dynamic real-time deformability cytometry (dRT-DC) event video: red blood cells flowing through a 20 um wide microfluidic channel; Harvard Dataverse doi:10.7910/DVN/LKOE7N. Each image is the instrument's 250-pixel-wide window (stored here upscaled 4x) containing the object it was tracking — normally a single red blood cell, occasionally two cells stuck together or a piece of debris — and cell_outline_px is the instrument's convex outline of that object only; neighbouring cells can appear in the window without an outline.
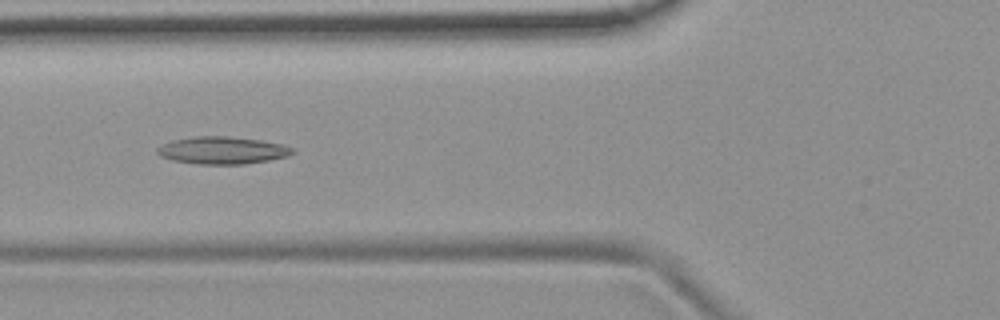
{"species": "common noctule bat (a hibernating species)", "species_latin": "Nyctalus noctula", "temperature_condition": "room temperature", "stored_images_in_passage": 50, "camera_frame_rate_fps": 3000, "um_per_image_px": 0.085, "animal": {"sex": "female", "body_mass_g": 19.9}, "frame": {"image": 1, "passage_image": 17, "time_ms": 5.333, "image_size_px": [1000, 320], "cell_outline_px": [[296, 152], [288, 156], [268, 160], [244, 164], [196, 164], [172, 160], [160, 156], [156, 152], [156, 148], [172, 140], [192, 136], [228, 136], [260, 140], [284, 144], [296, 148]], "centroid_in_image_um": [18.93, 12.77], "position_along_channel_um": 106.9, "area_um2": 21.79}}
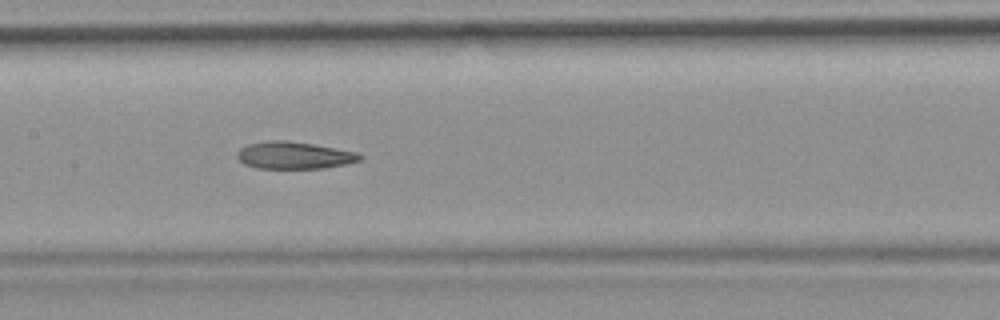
{"frame": {"image": 2, "passage_image": 23, "time_ms": 7.333, "image_size_px": [1000, 320], "cell_outline_px": [[364, 156], [360, 160], [348, 164], [324, 168], [256, 168], [244, 164], [236, 156], [236, 152], [240, 148], [248, 144], [268, 140], [288, 140], [360, 152]], "centroid_in_image_um": [25.02, 13.2], "position_along_channel_um": 182.4, "area_um2": 19.65}}
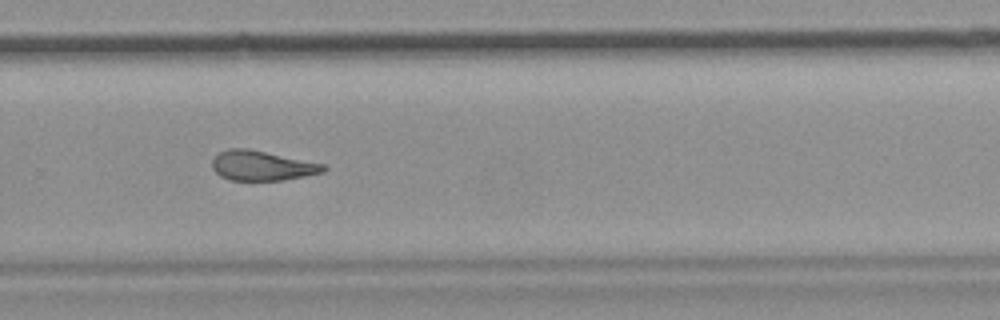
{"frame": {"image": 3, "passage_image": 33, "time_ms": 10.667, "image_size_px": [1000, 320], "cell_outline_px": [[328, 168], [324, 172], [284, 180], [228, 180], [220, 176], [212, 168], [212, 160], [220, 152], [228, 148], [248, 148], [324, 164]], "centroid_in_image_um": [22.26, 14.08], "position_along_channel_um": 307.5, "area_um2": 19.31}, "authors_computed_cell_mechanics": {"area_um2": 20.6635, "velocity_mm_per_s": 3.7746, "shape_relaxation_time_tau1_ms": null, "shape_relaxation_time_tau2_ms": 4.9127, "deformation_change_tau1": null, "deformation_change_tau2": 0.1472}}